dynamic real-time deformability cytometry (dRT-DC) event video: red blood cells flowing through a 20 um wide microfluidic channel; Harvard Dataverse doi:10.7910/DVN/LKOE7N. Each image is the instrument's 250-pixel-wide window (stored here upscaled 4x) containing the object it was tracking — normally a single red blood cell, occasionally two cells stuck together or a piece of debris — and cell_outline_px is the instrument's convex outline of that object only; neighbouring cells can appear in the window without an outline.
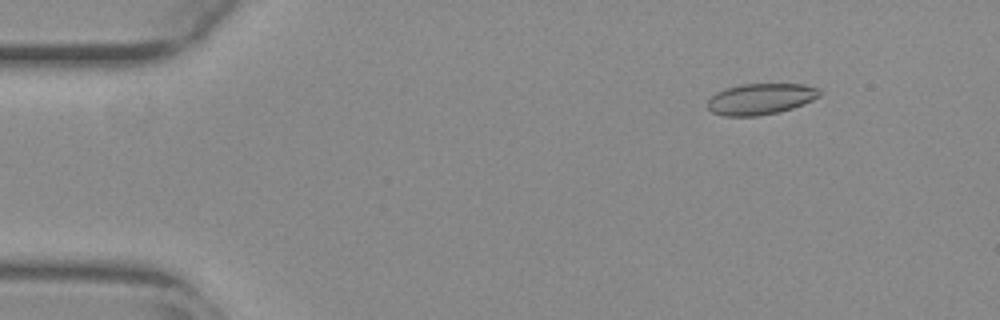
{"species": "common noctule bat (a hibernating species)", "species_latin": "Nyctalus noctula", "temperature_condition": "warm", "stored_images_in_passage": 48, "camera_frame_rate_fps": 3000, "um_per_image_px": 0.085, "animal": {"sex": "female", "body_mass_g": 29.2, "forearm_length_mm": 56.3}, "frame": {"image": 1, "passage_image": 1, "time_ms": 0.0, "image_size_px": [1000, 320], "cell_outline_px": [[820, 96], [804, 104], [780, 112], [756, 116], [724, 116], [712, 112], [708, 108], [708, 100], [716, 92], [724, 88], [740, 84], [804, 84], [820, 88]], "centroid_in_image_um": [64.66, 8.41], "position_along_channel_um": 20.3, "area_um2": 20.46}}
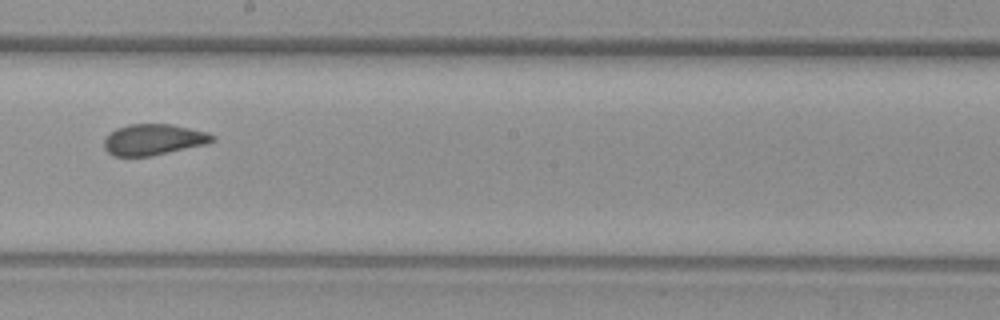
{"frame": {"image": 2, "passage_image": 25, "time_ms": 8.0, "image_size_px": [1000, 320], "cell_outline_px": [[216, 140], [208, 144], [152, 156], [112, 156], [104, 148], [104, 140], [116, 128], [128, 124], [172, 124], [208, 132], [216, 136]], "centroid_in_image_um": [13.09, 11.87], "position_along_channel_um": 235.1, "area_um2": 19.77}}
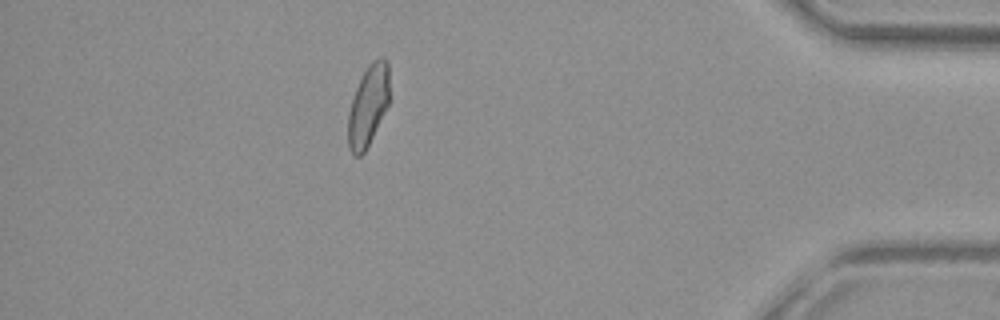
{"frame": {"image": 3, "passage_image": 42, "time_ms": 13.667, "image_size_px": [1000, 320], "cell_outline_px": [[388, 104], [364, 152], [360, 156], [352, 156], [348, 148], [348, 112], [356, 88], [368, 64], [372, 60], [380, 56], [384, 56], [388, 60]], "centroid_in_image_um": [31.28, 8.95], "position_along_channel_um": 403.9, "area_um2": 19.25}, "authors_computed_cell_mechanics": {"area_um2": 20.0566, "velocity_mm_per_s": 3.8299, "shape_relaxation_time_tau1_ms": null, "shape_relaxation_time_tau2_ms": 1.2771, "deformation_change_tau1": null, "deformation_change_tau2": 0.0765}}